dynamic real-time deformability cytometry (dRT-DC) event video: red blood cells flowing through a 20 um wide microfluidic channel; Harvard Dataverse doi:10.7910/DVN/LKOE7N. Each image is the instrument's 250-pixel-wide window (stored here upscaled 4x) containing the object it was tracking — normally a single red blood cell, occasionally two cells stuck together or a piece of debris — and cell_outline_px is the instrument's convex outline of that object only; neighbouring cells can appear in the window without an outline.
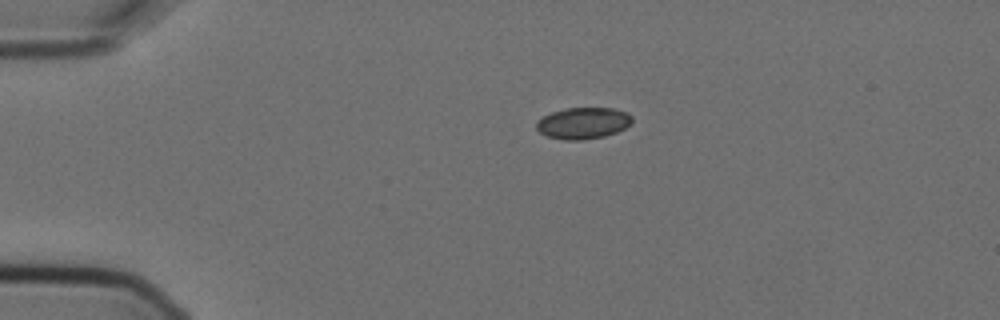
{"species": "Egyptian fruit bat (a non-hibernating species)", "species_latin": "Rousettus aegyptiacus", "temperature_condition": "cold", "stored_images_in_passage": 3, "camera_frame_rate_fps": 3000, "um_per_image_px": 0.085, "animal": {"sex": "female"}, "frame": {"image": 1, "passage_image": 1, "time_ms": 0.0, "image_size_px": [1000, 320], "cell_outline_px": [[632, 120], [624, 128], [616, 132], [604, 136], [584, 140], [564, 140], [548, 136], [540, 132], [536, 128], [536, 120], [552, 112], [568, 108], [612, 108], [628, 112], [632, 116]], "centroid_in_image_um": [49.55, 10.46], "position_along_channel_um": 35.4, "area_um2": 17.46}}
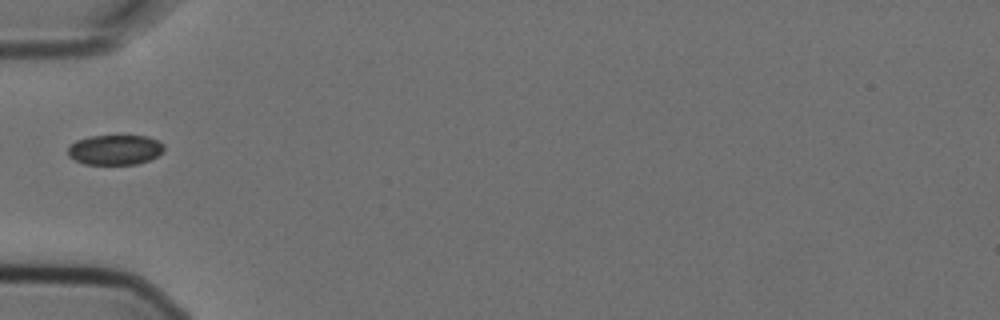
{"frame": {"image": 2, "passage_image": 3, "time_ms": 0.667, "image_size_px": [1000, 320], "cell_outline_px": [[164, 152], [148, 160], [136, 164], [84, 164], [68, 156], [68, 148], [76, 140], [88, 136], [148, 136], [160, 140], [164, 144]], "centroid_in_image_um": [9.8, 12.72], "position_along_channel_um": 75.2, "area_um2": 16.88}}